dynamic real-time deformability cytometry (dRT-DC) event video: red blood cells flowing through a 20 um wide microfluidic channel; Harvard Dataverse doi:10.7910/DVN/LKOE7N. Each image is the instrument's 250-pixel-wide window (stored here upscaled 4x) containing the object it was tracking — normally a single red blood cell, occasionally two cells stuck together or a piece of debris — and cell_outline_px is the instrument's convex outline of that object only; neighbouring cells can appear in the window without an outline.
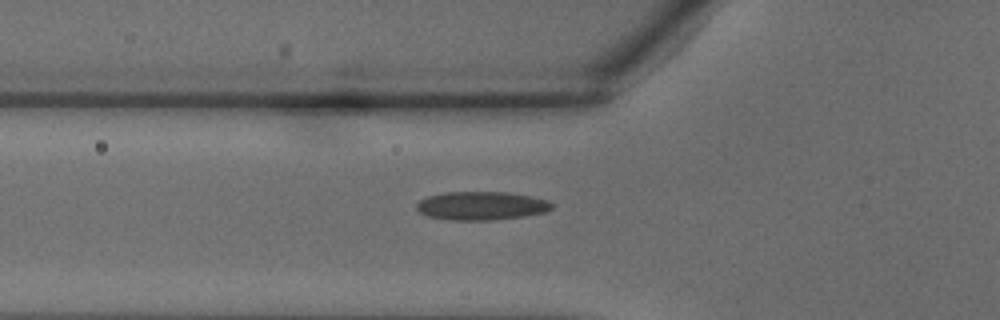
{"species": "common noctule bat (a hibernating species)", "species_latin": "Nyctalus noctula", "temperature_condition": "warm", "stored_images_in_passage": 26, "camera_frame_rate_fps": 3000, "um_per_image_px": 0.085, "animal": {"sex": "male", "body_mass_g": 18.8}, "frame": {"image": 1, "passage_image": 4, "time_ms": 1.0, "image_size_px": [1000, 320], "cell_outline_px": [[552, 208], [544, 212], [524, 216], [492, 220], [452, 220], [428, 216], [420, 212], [416, 208], [416, 204], [420, 200], [428, 196], [444, 192], [508, 192], [532, 196], [548, 200], [552, 204]], "centroid_in_image_um": [40.92, 17.48], "position_along_channel_um": 84.9, "area_um2": 22.43}}
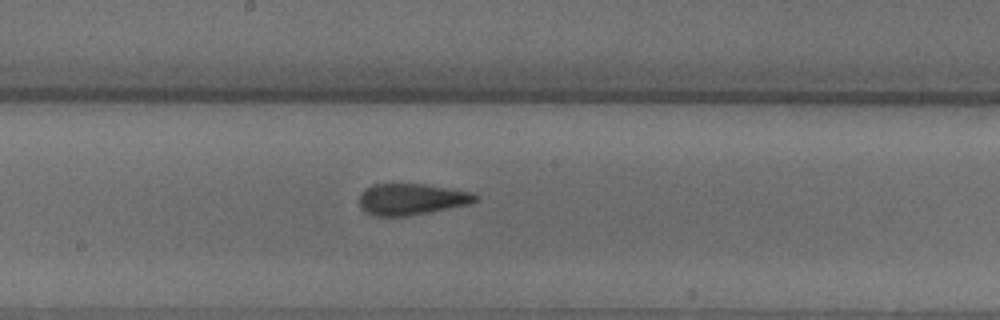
{"frame": {"image": 2, "passage_image": 11, "time_ms": 3.333, "image_size_px": [1000, 320], "cell_outline_px": [[480, 196], [472, 204], [408, 216], [372, 216], [360, 208], [360, 192], [364, 188], [372, 184], [424, 184], [472, 192]], "centroid_in_image_um": [34.97, 16.93], "position_along_channel_um": 213.2, "area_um2": 21.44}}
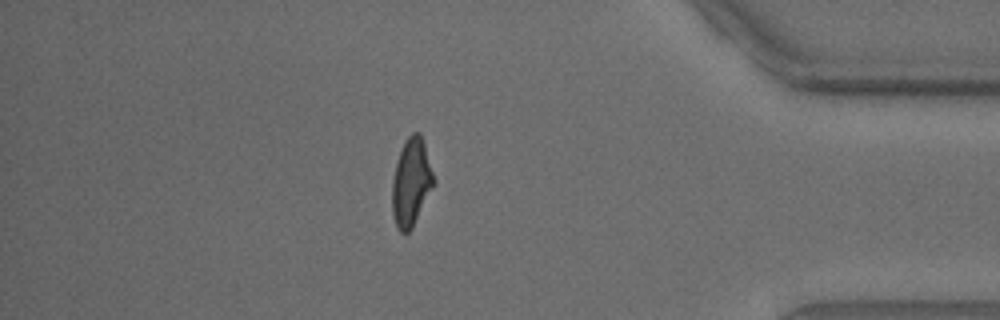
{"frame": {"image": 3, "passage_image": 23, "time_ms": 7.333, "image_size_px": [1000, 320], "cell_outline_px": [[436, 184], [412, 228], [408, 232], [400, 232], [396, 228], [392, 212], [392, 184], [396, 164], [404, 140], [412, 132], [420, 132], [436, 180]], "centroid_in_image_um": [34.97, 15.52], "position_along_channel_um": 400.2, "area_um2": 21.44}}